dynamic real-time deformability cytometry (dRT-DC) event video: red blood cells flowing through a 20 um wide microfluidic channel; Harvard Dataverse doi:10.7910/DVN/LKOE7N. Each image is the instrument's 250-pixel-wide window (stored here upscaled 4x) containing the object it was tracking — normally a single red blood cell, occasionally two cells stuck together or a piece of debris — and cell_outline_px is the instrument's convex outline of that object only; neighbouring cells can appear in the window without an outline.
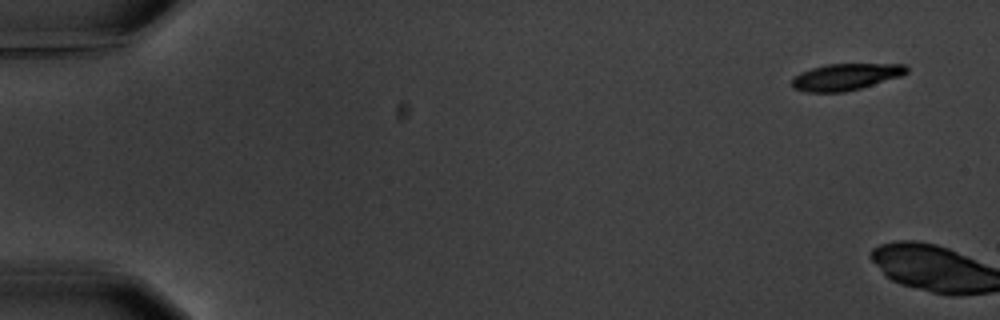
{"species": "common noctule bat (a hibernating species)", "species_latin": "Nyctalus noctula", "temperature_condition": "warm", "stored_images_in_passage": 2, "camera_frame_rate_fps": 3000, "um_per_image_px": 0.085, "animal": {"sex": "male", "body_mass_g": 20.1, "forearm_length_mm": 53.5}, "frame": {"image": 1, "passage_image": 1, "time_ms": 0.0, "image_size_px": [1000, 320], "cell_outline_px": [[908, 72], [900, 76], [860, 88], [844, 92], [804, 92], [792, 88], [792, 80], [800, 72], [812, 68], [828, 64], [904, 64], [908, 68]], "centroid_in_image_um": [71.86, 6.53], "position_along_channel_um": 13.1, "area_um2": 17.63}}